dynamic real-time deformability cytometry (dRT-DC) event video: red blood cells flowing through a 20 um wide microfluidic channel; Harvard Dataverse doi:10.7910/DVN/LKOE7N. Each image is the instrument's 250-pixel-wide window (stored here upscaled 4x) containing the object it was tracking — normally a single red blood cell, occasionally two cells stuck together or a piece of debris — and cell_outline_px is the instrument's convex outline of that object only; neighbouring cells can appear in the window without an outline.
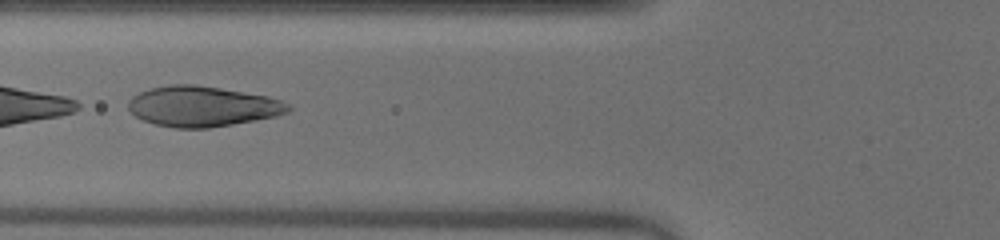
{"species": "human", "species_latin": "Homo sapiens", "temperature_condition": "warm", "stored_images_in_passage": 34, "camera_frame_rate_fps": 3000, "um_per_image_px": 0.085, "donor": {"sex": "male"}, "frame": {"image": 1, "passage_image": 6, "time_ms": 1.667, "image_size_px": [1000, 240], "cell_outline_px": [[292, 108], [288, 112], [276, 116], [232, 124], [208, 128], [176, 128], [156, 124], [144, 120], [136, 116], [128, 108], [128, 100], [132, 96], [140, 92], [152, 88], [168, 84], [196, 84], [268, 96], [280, 100], [288, 104]], "centroid_in_image_um": [17.2, 9.03], "position_along_channel_um": 108.6, "area_um2": 37.45}}
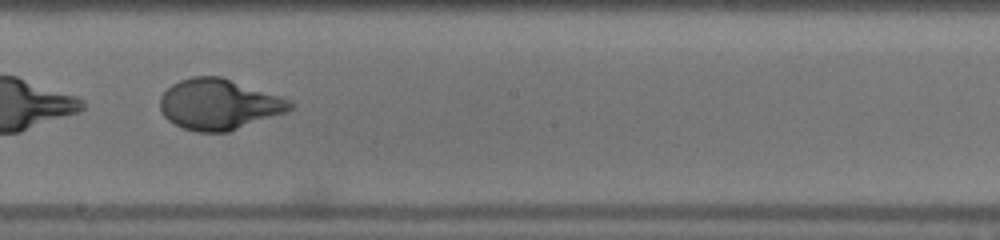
{"frame": {"image": 2, "passage_image": 15, "time_ms": 4.667, "image_size_px": [1000, 240], "cell_outline_px": [[296, 104], [288, 112], [228, 132], [196, 132], [184, 128], [168, 120], [160, 112], [160, 96], [172, 84], [180, 80], [192, 76], [220, 76], [284, 96], [292, 100]], "centroid_in_image_um": [18.66, 8.86], "position_along_channel_um": 229.5, "area_um2": 38.9}}
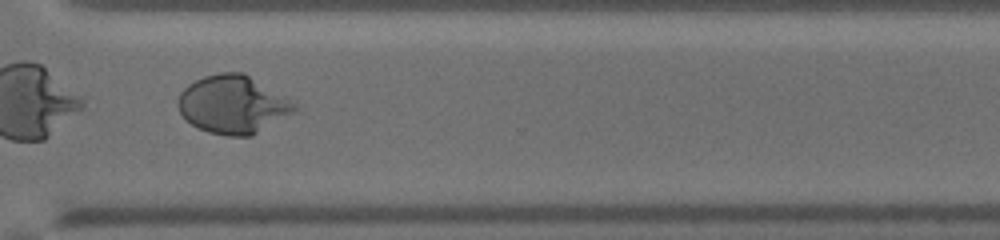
{"frame": {"image": 3, "passage_image": 24, "time_ms": 7.667, "image_size_px": [1000, 240], "cell_outline_px": [[300, 108], [296, 112], [252, 136], [228, 136], [208, 132], [192, 124], [180, 112], [176, 104], [180, 92], [188, 84], [204, 76], [220, 72], [244, 72], [296, 104]], "centroid_in_image_um": [19.8, 8.89], "position_along_channel_um": 350.8, "area_um2": 39.36}, "authors_computed_cell_mechanics": {"area_um2": 38.9283, "velocity_mm_per_s": 4.0381, "shape_relaxation_time_tau1_ms": 5.7625, "shape_relaxation_time_tau2_ms": null, "deformation_change_tau1": 0.3025, "deformation_change_tau2": null}}